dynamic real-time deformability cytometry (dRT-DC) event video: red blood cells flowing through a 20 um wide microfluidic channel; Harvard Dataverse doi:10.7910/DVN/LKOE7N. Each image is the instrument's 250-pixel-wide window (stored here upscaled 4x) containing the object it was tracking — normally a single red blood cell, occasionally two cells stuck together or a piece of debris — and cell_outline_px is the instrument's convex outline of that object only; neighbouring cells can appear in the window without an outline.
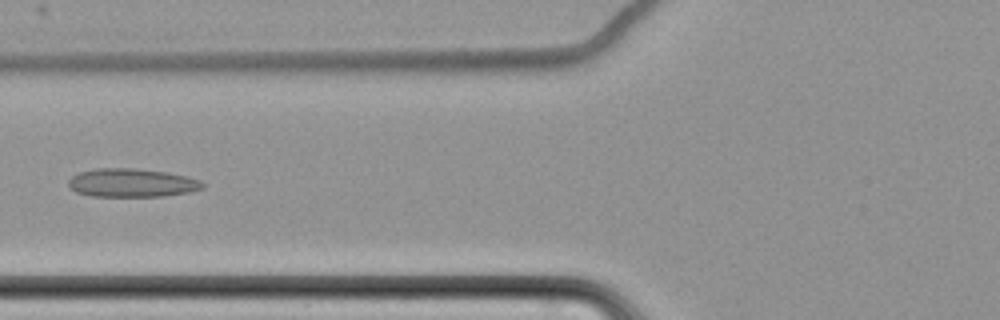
{"species": "common noctule bat (a hibernating species)", "species_latin": "Nyctalus noctula", "temperature_condition": "cold", "stored_images_in_passage": 9, "camera_frame_rate_fps": 3000, "um_per_image_px": 0.085, "animal": {"sex": "female", "body_mass_g": 22.7, "forearm_length_mm": 54.2}, "frame": {"image": 1, "passage_image": 8, "time_ms": 9.0, "image_size_px": [1000, 320], "cell_outline_px": [[204, 188], [188, 192], [164, 196], [92, 196], [76, 192], [68, 184], [68, 180], [72, 176], [80, 172], [96, 168], [136, 168], [168, 172], [188, 176], [200, 180], [204, 184]], "centroid_in_image_um": [11.23, 15.53], "position_along_channel_um": 114.6, "area_um2": 22.31}}
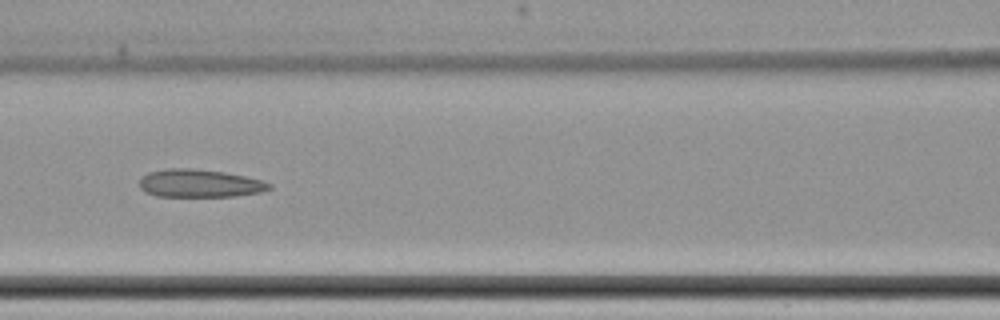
{"frame": {"image": 2, "passage_image": 9, "time_ms": 10.0, "image_size_px": [1000, 320], "cell_outline_px": [[272, 188], [260, 192], [236, 196], [156, 196], [144, 192], [140, 188], [140, 180], [148, 172], [168, 168], [192, 168], [224, 172], [244, 176], [260, 180], [272, 184]], "centroid_in_image_um": [16.95, 15.58], "position_along_channel_um": 149.6, "area_um2": 21.04}}